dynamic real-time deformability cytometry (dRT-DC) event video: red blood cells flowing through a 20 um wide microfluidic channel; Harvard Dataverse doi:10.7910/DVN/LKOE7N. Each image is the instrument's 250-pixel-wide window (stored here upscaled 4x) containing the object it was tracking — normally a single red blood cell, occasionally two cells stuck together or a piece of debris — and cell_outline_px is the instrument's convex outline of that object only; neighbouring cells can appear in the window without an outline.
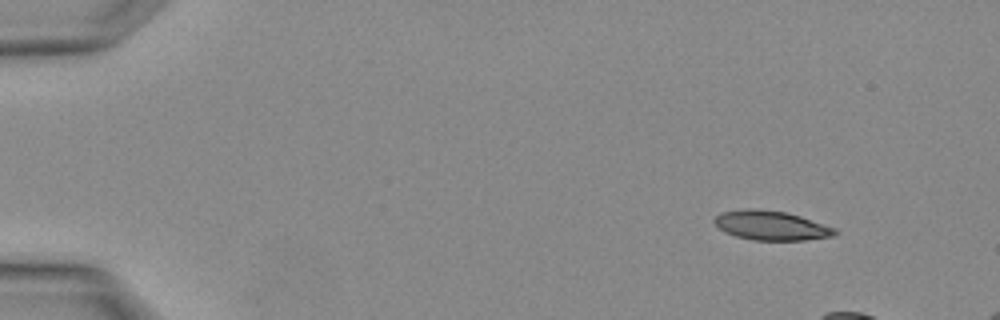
{"species": "Egyptian fruit bat (a non-hibernating species)", "species_latin": "Rousettus aegyptiacus", "temperature_condition": "warm", "stored_images_in_passage": 4, "camera_frame_rate_fps": 3000, "um_per_image_px": 0.085, "animal": {"sex": "female"}, "frame": {"image": 1, "passage_image": 1, "time_ms": 0.0, "image_size_px": [1000, 320], "cell_outline_px": [[840, 232], [832, 236], [804, 240], [752, 240], [736, 236], [724, 232], [712, 220], [720, 212], [784, 212], [800, 216], [836, 228]], "centroid_in_image_um": [65.63, 19.23], "position_along_channel_um": 19.4, "area_um2": 19.59}}